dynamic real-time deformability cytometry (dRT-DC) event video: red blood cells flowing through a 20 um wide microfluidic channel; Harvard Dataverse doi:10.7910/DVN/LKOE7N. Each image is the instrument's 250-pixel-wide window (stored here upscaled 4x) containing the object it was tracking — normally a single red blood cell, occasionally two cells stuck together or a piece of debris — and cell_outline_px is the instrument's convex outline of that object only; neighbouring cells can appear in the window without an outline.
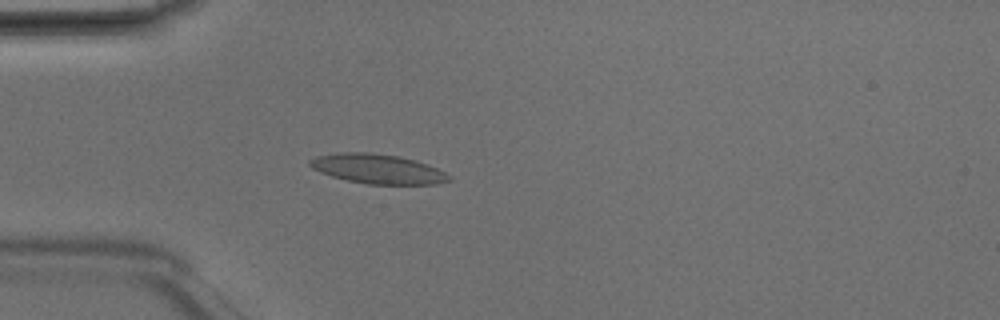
{"species": "Egyptian fruit bat (a non-hibernating species)", "species_latin": "Rousettus aegyptiacus", "temperature_condition": "room temperature", "stored_images_in_passage": 49, "camera_frame_rate_fps": 3000, "um_per_image_px": 0.085, "animal": {"sex": "male"}, "frame": {"image": 1, "passage_image": 14, "time_ms": 4.333, "image_size_px": [1000, 320], "cell_outline_px": [[452, 180], [436, 184], [368, 184], [348, 180], [332, 176], [320, 172], [312, 168], [308, 164], [308, 160], [316, 156], [340, 152], [372, 152], [400, 156], [416, 160], [428, 164], [452, 176]], "centroid_in_image_um": [32.11, 14.34], "position_along_channel_um": 52.9, "area_um2": 24.1}}
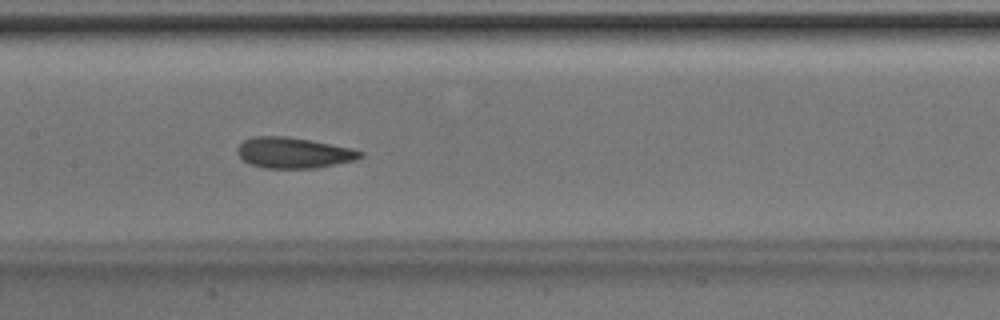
{"frame": {"image": 2, "passage_image": 24, "time_ms": 7.667, "image_size_px": [1000, 320], "cell_outline_px": [[364, 156], [356, 160], [316, 168], [264, 168], [252, 164], [244, 160], [236, 152], [236, 148], [244, 140], [256, 136], [288, 136], [312, 140], [352, 148], [364, 152]], "centroid_in_image_um": [24.99, 12.98], "position_along_channel_um": 182.4, "area_um2": 22.14}}
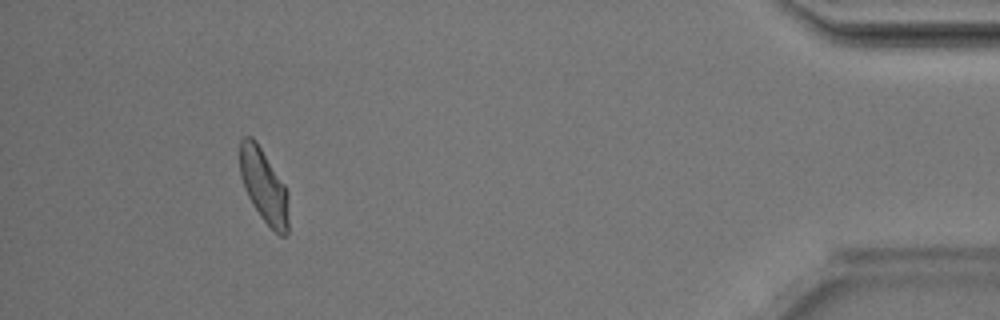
{"frame": {"image": 3, "passage_image": 45, "time_ms": 14.667, "image_size_px": [1000, 320], "cell_outline_px": [[288, 232], [284, 236], [280, 236], [260, 216], [252, 204], [244, 188], [240, 176], [240, 140], [244, 136], [252, 136], [256, 140], [284, 184], [288, 192]], "centroid_in_image_um": [22.42, 15.79], "position_along_channel_um": 412.8, "area_um2": 20.92}, "authors_computed_cell_mechanics": {"area_um2": 22.1374, "velocity_mm_per_s": 4.1606, "shape_relaxation_time_tau1_ms": 2.3189, "shape_relaxation_time_tau2_ms": 1.48, "deformation_change_tau1": 0.108, "deformation_change_tau2": 0.0765}}